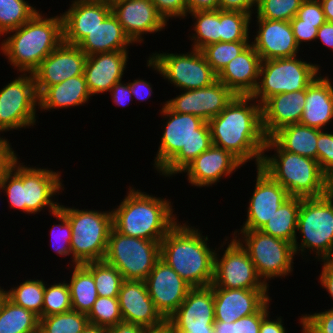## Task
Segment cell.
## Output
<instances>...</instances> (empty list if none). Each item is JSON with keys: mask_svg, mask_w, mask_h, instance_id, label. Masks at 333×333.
<instances>
[{"mask_svg": "<svg viewBox=\"0 0 333 333\" xmlns=\"http://www.w3.org/2000/svg\"><path fill=\"white\" fill-rule=\"evenodd\" d=\"M212 144L235 156L244 166L260 167L267 137L262 126L261 105L252 96L236 95L209 122Z\"/></svg>", "mask_w": 333, "mask_h": 333, "instance_id": "obj_1", "label": "cell"}, {"mask_svg": "<svg viewBox=\"0 0 333 333\" xmlns=\"http://www.w3.org/2000/svg\"><path fill=\"white\" fill-rule=\"evenodd\" d=\"M163 105L160 114L166 121L152 165L161 176L170 178L213 144L208 122L196 115L174 112L165 102Z\"/></svg>", "mask_w": 333, "mask_h": 333, "instance_id": "obj_2", "label": "cell"}, {"mask_svg": "<svg viewBox=\"0 0 333 333\" xmlns=\"http://www.w3.org/2000/svg\"><path fill=\"white\" fill-rule=\"evenodd\" d=\"M19 159L17 155L0 174V192L8 197L10 208L29 215L38 214L45 207L49 208V215L55 212L60 203L54 198L65 189L61 172L26 166Z\"/></svg>", "mask_w": 333, "mask_h": 333, "instance_id": "obj_3", "label": "cell"}, {"mask_svg": "<svg viewBox=\"0 0 333 333\" xmlns=\"http://www.w3.org/2000/svg\"><path fill=\"white\" fill-rule=\"evenodd\" d=\"M189 223H178L160 242V258L192 288L210 286L214 277L215 250L210 240Z\"/></svg>", "mask_w": 333, "mask_h": 333, "instance_id": "obj_4", "label": "cell"}, {"mask_svg": "<svg viewBox=\"0 0 333 333\" xmlns=\"http://www.w3.org/2000/svg\"><path fill=\"white\" fill-rule=\"evenodd\" d=\"M128 190L119 206L112 209L113 228L125 236L161 242L179 220L173 214L172 201L131 186Z\"/></svg>", "mask_w": 333, "mask_h": 333, "instance_id": "obj_5", "label": "cell"}, {"mask_svg": "<svg viewBox=\"0 0 333 333\" xmlns=\"http://www.w3.org/2000/svg\"><path fill=\"white\" fill-rule=\"evenodd\" d=\"M4 36L7 38L4 37L0 44L2 55L17 73L32 74L63 42V18L61 13L48 18L38 11L29 21Z\"/></svg>", "mask_w": 333, "mask_h": 333, "instance_id": "obj_6", "label": "cell"}, {"mask_svg": "<svg viewBox=\"0 0 333 333\" xmlns=\"http://www.w3.org/2000/svg\"><path fill=\"white\" fill-rule=\"evenodd\" d=\"M274 150L273 155L265 154ZM260 168L286 189L289 196L318 198L327 194L328 177L317 160L283 150L267 138Z\"/></svg>", "mask_w": 333, "mask_h": 333, "instance_id": "obj_7", "label": "cell"}, {"mask_svg": "<svg viewBox=\"0 0 333 333\" xmlns=\"http://www.w3.org/2000/svg\"><path fill=\"white\" fill-rule=\"evenodd\" d=\"M59 209L67 216L72 230V264L69 265L104 260L110 231L113 228L112 210H80L62 203Z\"/></svg>", "mask_w": 333, "mask_h": 333, "instance_id": "obj_8", "label": "cell"}, {"mask_svg": "<svg viewBox=\"0 0 333 333\" xmlns=\"http://www.w3.org/2000/svg\"><path fill=\"white\" fill-rule=\"evenodd\" d=\"M296 233L301 234L300 242L293 243L296 255L308 250L318 261L333 260V199L328 194L302 198Z\"/></svg>", "mask_w": 333, "mask_h": 333, "instance_id": "obj_9", "label": "cell"}, {"mask_svg": "<svg viewBox=\"0 0 333 333\" xmlns=\"http://www.w3.org/2000/svg\"><path fill=\"white\" fill-rule=\"evenodd\" d=\"M232 235L247 251L259 277L266 285L269 286V280L277 277L282 279L293 272L296 254L292 243L261 230L236 229Z\"/></svg>", "mask_w": 333, "mask_h": 333, "instance_id": "obj_10", "label": "cell"}, {"mask_svg": "<svg viewBox=\"0 0 333 333\" xmlns=\"http://www.w3.org/2000/svg\"><path fill=\"white\" fill-rule=\"evenodd\" d=\"M320 71V65L298 56L261 61L259 81L251 96L262 105L273 95L304 90Z\"/></svg>", "mask_w": 333, "mask_h": 333, "instance_id": "obj_11", "label": "cell"}, {"mask_svg": "<svg viewBox=\"0 0 333 333\" xmlns=\"http://www.w3.org/2000/svg\"><path fill=\"white\" fill-rule=\"evenodd\" d=\"M147 59L148 68L158 72L180 91L208 87L217 81V74L202 51L197 49L182 54L159 51Z\"/></svg>", "mask_w": 333, "mask_h": 333, "instance_id": "obj_12", "label": "cell"}, {"mask_svg": "<svg viewBox=\"0 0 333 333\" xmlns=\"http://www.w3.org/2000/svg\"><path fill=\"white\" fill-rule=\"evenodd\" d=\"M160 259V242L129 237L111 229L104 261L124 280L145 281Z\"/></svg>", "mask_w": 333, "mask_h": 333, "instance_id": "obj_13", "label": "cell"}, {"mask_svg": "<svg viewBox=\"0 0 333 333\" xmlns=\"http://www.w3.org/2000/svg\"><path fill=\"white\" fill-rule=\"evenodd\" d=\"M39 95L32 74L21 73L0 89V131L36 125Z\"/></svg>", "mask_w": 333, "mask_h": 333, "instance_id": "obj_14", "label": "cell"}, {"mask_svg": "<svg viewBox=\"0 0 333 333\" xmlns=\"http://www.w3.org/2000/svg\"><path fill=\"white\" fill-rule=\"evenodd\" d=\"M226 237L221 243V248L227 243L222 257L220 258L219 249L216 248L214 257V277L213 288L224 289H269L259 277L256 268L251 261L247 251L232 236L229 242ZM224 244V245H223Z\"/></svg>", "mask_w": 333, "mask_h": 333, "instance_id": "obj_15", "label": "cell"}, {"mask_svg": "<svg viewBox=\"0 0 333 333\" xmlns=\"http://www.w3.org/2000/svg\"><path fill=\"white\" fill-rule=\"evenodd\" d=\"M236 95L222 82L215 81L208 87L183 90L165 104L174 112L192 114L209 122L219 115Z\"/></svg>", "mask_w": 333, "mask_h": 333, "instance_id": "obj_16", "label": "cell"}, {"mask_svg": "<svg viewBox=\"0 0 333 333\" xmlns=\"http://www.w3.org/2000/svg\"><path fill=\"white\" fill-rule=\"evenodd\" d=\"M87 55L77 46L62 42L32 73L38 95L47 87L83 75Z\"/></svg>", "mask_w": 333, "mask_h": 333, "instance_id": "obj_17", "label": "cell"}, {"mask_svg": "<svg viewBox=\"0 0 333 333\" xmlns=\"http://www.w3.org/2000/svg\"><path fill=\"white\" fill-rule=\"evenodd\" d=\"M145 283L156 310L165 320L178 309L192 288L161 258Z\"/></svg>", "mask_w": 333, "mask_h": 333, "instance_id": "obj_18", "label": "cell"}, {"mask_svg": "<svg viewBox=\"0 0 333 333\" xmlns=\"http://www.w3.org/2000/svg\"><path fill=\"white\" fill-rule=\"evenodd\" d=\"M176 332L214 331V295L212 285L194 287L178 309L167 319Z\"/></svg>", "mask_w": 333, "mask_h": 333, "instance_id": "obj_19", "label": "cell"}, {"mask_svg": "<svg viewBox=\"0 0 333 333\" xmlns=\"http://www.w3.org/2000/svg\"><path fill=\"white\" fill-rule=\"evenodd\" d=\"M112 13L134 44L140 45L144 42L143 36L163 31L168 26L151 0H122L112 5Z\"/></svg>", "mask_w": 333, "mask_h": 333, "instance_id": "obj_20", "label": "cell"}, {"mask_svg": "<svg viewBox=\"0 0 333 333\" xmlns=\"http://www.w3.org/2000/svg\"><path fill=\"white\" fill-rule=\"evenodd\" d=\"M256 170V183L249 199L247 218L239 230H261L282 203L290 197L286 189L260 167Z\"/></svg>", "mask_w": 333, "mask_h": 333, "instance_id": "obj_21", "label": "cell"}, {"mask_svg": "<svg viewBox=\"0 0 333 333\" xmlns=\"http://www.w3.org/2000/svg\"><path fill=\"white\" fill-rule=\"evenodd\" d=\"M243 164L230 152L212 145L202 152L180 173H186L187 181L194 187L217 185L225 176L230 178L233 172ZM220 180V181H219Z\"/></svg>", "mask_w": 333, "mask_h": 333, "instance_id": "obj_22", "label": "cell"}, {"mask_svg": "<svg viewBox=\"0 0 333 333\" xmlns=\"http://www.w3.org/2000/svg\"><path fill=\"white\" fill-rule=\"evenodd\" d=\"M257 32L250 44L261 61L295 57L299 53L290 21L256 18Z\"/></svg>", "mask_w": 333, "mask_h": 333, "instance_id": "obj_23", "label": "cell"}, {"mask_svg": "<svg viewBox=\"0 0 333 333\" xmlns=\"http://www.w3.org/2000/svg\"><path fill=\"white\" fill-rule=\"evenodd\" d=\"M268 290L213 288L215 321L232 323L256 313L271 298Z\"/></svg>", "mask_w": 333, "mask_h": 333, "instance_id": "obj_24", "label": "cell"}, {"mask_svg": "<svg viewBox=\"0 0 333 333\" xmlns=\"http://www.w3.org/2000/svg\"><path fill=\"white\" fill-rule=\"evenodd\" d=\"M128 51H112L87 56L84 77L91 96L109 92L122 80L127 68Z\"/></svg>", "mask_w": 333, "mask_h": 333, "instance_id": "obj_25", "label": "cell"}, {"mask_svg": "<svg viewBox=\"0 0 333 333\" xmlns=\"http://www.w3.org/2000/svg\"><path fill=\"white\" fill-rule=\"evenodd\" d=\"M123 321L145 328L161 325L165 319L156 310L145 281L124 280L118 295Z\"/></svg>", "mask_w": 333, "mask_h": 333, "instance_id": "obj_26", "label": "cell"}, {"mask_svg": "<svg viewBox=\"0 0 333 333\" xmlns=\"http://www.w3.org/2000/svg\"><path fill=\"white\" fill-rule=\"evenodd\" d=\"M306 100V89L279 93L268 98L262 105V126L267 138L276 131L301 120Z\"/></svg>", "mask_w": 333, "mask_h": 333, "instance_id": "obj_27", "label": "cell"}, {"mask_svg": "<svg viewBox=\"0 0 333 333\" xmlns=\"http://www.w3.org/2000/svg\"><path fill=\"white\" fill-rule=\"evenodd\" d=\"M112 13L106 2H72L63 12V41L77 45Z\"/></svg>", "mask_w": 333, "mask_h": 333, "instance_id": "obj_28", "label": "cell"}, {"mask_svg": "<svg viewBox=\"0 0 333 333\" xmlns=\"http://www.w3.org/2000/svg\"><path fill=\"white\" fill-rule=\"evenodd\" d=\"M260 65V55L250 44L222 69L217 75V80L235 95L251 96L259 81Z\"/></svg>", "mask_w": 333, "mask_h": 333, "instance_id": "obj_29", "label": "cell"}, {"mask_svg": "<svg viewBox=\"0 0 333 333\" xmlns=\"http://www.w3.org/2000/svg\"><path fill=\"white\" fill-rule=\"evenodd\" d=\"M330 79L320 74L306 88L305 106L299 124L325 130L332 122L333 82Z\"/></svg>", "mask_w": 333, "mask_h": 333, "instance_id": "obj_30", "label": "cell"}, {"mask_svg": "<svg viewBox=\"0 0 333 333\" xmlns=\"http://www.w3.org/2000/svg\"><path fill=\"white\" fill-rule=\"evenodd\" d=\"M134 43L125 34L118 18L111 13L77 44L87 55L128 50Z\"/></svg>", "mask_w": 333, "mask_h": 333, "instance_id": "obj_31", "label": "cell"}, {"mask_svg": "<svg viewBox=\"0 0 333 333\" xmlns=\"http://www.w3.org/2000/svg\"><path fill=\"white\" fill-rule=\"evenodd\" d=\"M91 94L87 87L84 74L73 76L65 81L47 87L39 95L40 111L82 106L88 103Z\"/></svg>", "mask_w": 333, "mask_h": 333, "instance_id": "obj_32", "label": "cell"}, {"mask_svg": "<svg viewBox=\"0 0 333 333\" xmlns=\"http://www.w3.org/2000/svg\"><path fill=\"white\" fill-rule=\"evenodd\" d=\"M321 129L291 124L276 131L271 138L285 151L317 160V140Z\"/></svg>", "mask_w": 333, "mask_h": 333, "instance_id": "obj_33", "label": "cell"}, {"mask_svg": "<svg viewBox=\"0 0 333 333\" xmlns=\"http://www.w3.org/2000/svg\"><path fill=\"white\" fill-rule=\"evenodd\" d=\"M301 201V197L290 196L261 228V231L293 244L299 238L296 231Z\"/></svg>", "mask_w": 333, "mask_h": 333, "instance_id": "obj_34", "label": "cell"}, {"mask_svg": "<svg viewBox=\"0 0 333 333\" xmlns=\"http://www.w3.org/2000/svg\"><path fill=\"white\" fill-rule=\"evenodd\" d=\"M72 268L68 283L72 310L87 315L98 298L95 281L93 275L83 265H74Z\"/></svg>", "mask_w": 333, "mask_h": 333, "instance_id": "obj_35", "label": "cell"}, {"mask_svg": "<svg viewBox=\"0 0 333 333\" xmlns=\"http://www.w3.org/2000/svg\"><path fill=\"white\" fill-rule=\"evenodd\" d=\"M39 324L35 313L5 299L0 312V333H39Z\"/></svg>", "mask_w": 333, "mask_h": 333, "instance_id": "obj_36", "label": "cell"}, {"mask_svg": "<svg viewBox=\"0 0 333 333\" xmlns=\"http://www.w3.org/2000/svg\"><path fill=\"white\" fill-rule=\"evenodd\" d=\"M192 16L195 33L189 38L193 42L191 49L202 50L209 44L220 42V10H205L187 13Z\"/></svg>", "mask_w": 333, "mask_h": 333, "instance_id": "obj_37", "label": "cell"}, {"mask_svg": "<svg viewBox=\"0 0 333 333\" xmlns=\"http://www.w3.org/2000/svg\"><path fill=\"white\" fill-rule=\"evenodd\" d=\"M20 285L6 290L7 298L14 304L21 306L35 313L42 318L43 296L45 291V282L41 279H28Z\"/></svg>", "mask_w": 333, "mask_h": 333, "instance_id": "obj_38", "label": "cell"}, {"mask_svg": "<svg viewBox=\"0 0 333 333\" xmlns=\"http://www.w3.org/2000/svg\"><path fill=\"white\" fill-rule=\"evenodd\" d=\"M82 265L93 275L98 296L118 297L124 278L114 266L104 260Z\"/></svg>", "mask_w": 333, "mask_h": 333, "instance_id": "obj_39", "label": "cell"}, {"mask_svg": "<svg viewBox=\"0 0 333 333\" xmlns=\"http://www.w3.org/2000/svg\"><path fill=\"white\" fill-rule=\"evenodd\" d=\"M37 12L25 0H0V37L22 26Z\"/></svg>", "mask_w": 333, "mask_h": 333, "instance_id": "obj_40", "label": "cell"}, {"mask_svg": "<svg viewBox=\"0 0 333 333\" xmlns=\"http://www.w3.org/2000/svg\"><path fill=\"white\" fill-rule=\"evenodd\" d=\"M252 16L239 11L220 10V42L251 41Z\"/></svg>", "mask_w": 333, "mask_h": 333, "instance_id": "obj_41", "label": "cell"}, {"mask_svg": "<svg viewBox=\"0 0 333 333\" xmlns=\"http://www.w3.org/2000/svg\"><path fill=\"white\" fill-rule=\"evenodd\" d=\"M88 324L86 314L71 310L40 318L39 333H81Z\"/></svg>", "mask_w": 333, "mask_h": 333, "instance_id": "obj_42", "label": "cell"}, {"mask_svg": "<svg viewBox=\"0 0 333 333\" xmlns=\"http://www.w3.org/2000/svg\"><path fill=\"white\" fill-rule=\"evenodd\" d=\"M250 45V41L216 42L207 45L201 51L207 63L218 75L222 69Z\"/></svg>", "mask_w": 333, "mask_h": 333, "instance_id": "obj_43", "label": "cell"}, {"mask_svg": "<svg viewBox=\"0 0 333 333\" xmlns=\"http://www.w3.org/2000/svg\"><path fill=\"white\" fill-rule=\"evenodd\" d=\"M72 310L68 282L55 281L52 285L45 284L42 317L65 313Z\"/></svg>", "mask_w": 333, "mask_h": 333, "instance_id": "obj_44", "label": "cell"}, {"mask_svg": "<svg viewBox=\"0 0 333 333\" xmlns=\"http://www.w3.org/2000/svg\"><path fill=\"white\" fill-rule=\"evenodd\" d=\"M87 317L89 324L100 327L109 328L122 322L118 297L98 296Z\"/></svg>", "mask_w": 333, "mask_h": 333, "instance_id": "obj_45", "label": "cell"}, {"mask_svg": "<svg viewBox=\"0 0 333 333\" xmlns=\"http://www.w3.org/2000/svg\"><path fill=\"white\" fill-rule=\"evenodd\" d=\"M304 0H258L256 18L291 21Z\"/></svg>", "mask_w": 333, "mask_h": 333, "instance_id": "obj_46", "label": "cell"}, {"mask_svg": "<svg viewBox=\"0 0 333 333\" xmlns=\"http://www.w3.org/2000/svg\"><path fill=\"white\" fill-rule=\"evenodd\" d=\"M271 298L254 314L242 317L232 323L215 321L214 333H259L262 320L270 314Z\"/></svg>", "mask_w": 333, "mask_h": 333, "instance_id": "obj_47", "label": "cell"}, {"mask_svg": "<svg viewBox=\"0 0 333 333\" xmlns=\"http://www.w3.org/2000/svg\"><path fill=\"white\" fill-rule=\"evenodd\" d=\"M51 215L53 216V218H56L58 221H60V223L54 224L51 229L50 246L59 256H69L72 254V230L70 222L67 219V216L60 209L52 212Z\"/></svg>", "mask_w": 333, "mask_h": 333, "instance_id": "obj_48", "label": "cell"}, {"mask_svg": "<svg viewBox=\"0 0 333 333\" xmlns=\"http://www.w3.org/2000/svg\"><path fill=\"white\" fill-rule=\"evenodd\" d=\"M300 317L302 333H333V309L302 314Z\"/></svg>", "mask_w": 333, "mask_h": 333, "instance_id": "obj_49", "label": "cell"}, {"mask_svg": "<svg viewBox=\"0 0 333 333\" xmlns=\"http://www.w3.org/2000/svg\"><path fill=\"white\" fill-rule=\"evenodd\" d=\"M317 162L322 172L329 177L333 174V132L321 130L317 140Z\"/></svg>", "mask_w": 333, "mask_h": 333, "instance_id": "obj_50", "label": "cell"}, {"mask_svg": "<svg viewBox=\"0 0 333 333\" xmlns=\"http://www.w3.org/2000/svg\"><path fill=\"white\" fill-rule=\"evenodd\" d=\"M157 12L166 22L170 18H187V0H151ZM186 17V18H185Z\"/></svg>", "mask_w": 333, "mask_h": 333, "instance_id": "obj_51", "label": "cell"}, {"mask_svg": "<svg viewBox=\"0 0 333 333\" xmlns=\"http://www.w3.org/2000/svg\"><path fill=\"white\" fill-rule=\"evenodd\" d=\"M296 17L301 19L303 23L324 24L326 22L319 0H304L297 11Z\"/></svg>", "mask_w": 333, "mask_h": 333, "instance_id": "obj_52", "label": "cell"}, {"mask_svg": "<svg viewBox=\"0 0 333 333\" xmlns=\"http://www.w3.org/2000/svg\"><path fill=\"white\" fill-rule=\"evenodd\" d=\"M290 23L293 29L296 43L298 44L299 48L301 47L300 45L303 44V42H314V40L316 42L318 28L323 25L303 23V21L301 19H298L296 16L290 21Z\"/></svg>", "mask_w": 333, "mask_h": 333, "instance_id": "obj_53", "label": "cell"}, {"mask_svg": "<svg viewBox=\"0 0 333 333\" xmlns=\"http://www.w3.org/2000/svg\"><path fill=\"white\" fill-rule=\"evenodd\" d=\"M257 5L258 0H219V10L239 11L250 14L251 16H253V13L255 14L254 11Z\"/></svg>", "mask_w": 333, "mask_h": 333, "instance_id": "obj_54", "label": "cell"}, {"mask_svg": "<svg viewBox=\"0 0 333 333\" xmlns=\"http://www.w3.org/2000/svg\"><path fill=\"white\" fill-rule=\"evenodd\" d=\"M110 95L113 103L117 106L125 107L129 102L133 101V95L131 94L130 84L124 83L122 80L118 81L110 89Z\"/></svg>", "mask_w": 333, "mask_h": 333, "instance_id": "obj_55", "label": "cell"}, {"mask_svg": "<svg viewBox=\"0 0 333 333\" xmlns=\"http://www.w3.org/2000/svg\"><path fill=\"white\" fill-rule=\"evenodd\" d=\"M129 84L133 98H136L138 101L146 102L153 94L151 83L139 77L133 80V82H129Z\"/></svg>", "mask_w": 333, "mask_h": 333, "instance_id": "obj_56", "label": "cell"}, {"mask_svg": "<svg viewBox=\"0 0 333 333\" xmlns=\"http://www.w3.org/2000/svg\"><path fill=\"white\" fill-rule=\"evenodd\" d=\"M323 266L321 273L319 275V281L320 285H322V288H325L329 296H331L333 300V260H322ZM333 309V307H331Z\"/></svg>", "mask_w": 333, "mask_h": 333, "instance_id": "obj_57", "label": "cell"}, {"mask_svg": "<svg viewBox=\"0 0 333 333\" xmlns=\"http://www.w3.org/2000/svg\"><path fill=\"white\" fill-rule=\"evenodd\" d=\"M0 133L4 134L0 131ZM1 136V134H0ZM16 152L13 150L12 145L9 143V140L5 137H0V174L7 168L11 161L17 156Z\"/></svg>", "mask_w": 333, "mask_h": 333, "instance_id": "obj_58", "label": "cell"}, {"mask_svg": "<svg viewBox=\"0 0 333 333\" xmlns=\"http://www.w3.org/2000/svg\"><path fill=\"white\" fill-rule=\"evenodd\" d=\"M270 314H268L261 322L260 332L259 333H287L285 326H283V320L281 316L277 317V319L269 318Z\"/></svg>", "mask_w": 333, "mask_h": 333, "instance_id": "obj_59", "label": "cell"}, {"mask_svg": "<svg viewBox=\"0 0 333 333\" xmlns=\"http://www.w3.org/2000/svg\"><path fill=\"white\" fill-rule=\"evenodd\" d=\"M218 9L219 0H187V13Z\"/></svg>", "mask_w": 333, "mask_h": 333, "instance_id": "obj_60", "label": "cell"}, {"mask_svg": "<svg viewBox=\"0 0 333 333\" xmlns=\"http://www.w3.org/2000/svg\"><path fill=\"white\" fill-rule=\"evenodd\" d=\"M317 39L333 51V22L326 21L318 28Z\"/></svg>", "mask_w": 333, "mask_h": 333, "instance_id": "obj_61", "label": "cell"}, {"mask_svg": "<svg viewBox=\"0 0 333 333\" xmlns=\"http://www.w3.org/2000/svg\"><path fill=\"white\" fill-rule=\"evenodd\" d=\"M108 331L109 333H145L146 328L138 324L122 321L109 327Z\"/></svg>", "mask_w": 333, "mask_h": 333, "instance_id": "obj_62", "label": "cell"}, {"mask_svg": "<svg viewBox=\"0 0 333 333\" xmlns=\"http://www.w3.org/2000/svg\"><path fill=\"white\" fill-rule=\"evenodd\" d=\"M145 333H177L174 327L165 320L161 325L156 327L146 328Z\"/></svg>", "mask_w": 333, "mask_h": 333, "instance_id": "obj_63", "label": "cell"}, {"mask_svg": "<svg viewBox=\"0 0 333 333\" xmlns=\"http://www.w3.org/2000/svg\"><path fill=\"white\" fill-rule=\"evenodd\" d=\"M319 1L322 5L326 21L333 22V0H319Z\"/></svg>", "mask_w": 333, "mask_h": 333, "instance_id": "obj_64", "label": "cell"}, {"mask_svg": "<svg viewBox=\"0 0 333 333\" xmlns=\"http://www.w3.org/2000/svg\"><path fill=\"white\" fill-rule=\"evenodd\" d=\"M81 333H109L107 327L88 324Z\"/></svg>", "mask_w": 333, "mask_h": 333, "instance_id": "obj_65", "label": "cell"}, {"mask_svg": "<svg viewBox=\"0 0 333 333\" xmlns=\"http://www.w3.org/2000/svg\"><path fill=\"white\" fill-rule=\"evenodd\" d=\"M327 194L333 199V174L328 177Z\"/></svg>", "mask_w": 333, "mask_h": 333, "instance_id": "obj_66", "label": "cell"}, {"mask_svg": "<svg viewBox=\"0 0 333 333\" xmlns=\"http://www.w3.org/2000/svg\"><path fill=\"white\" fill-rule=\"evenodd\" d=\"M7 298V293H6V289L4 290L1 286H0V312L1 309L3 307L4 301Z\"/></svg>", "mask_w": 333, "mask_h": 333, "instance_id": "obj_67", "label": "cell"}, {"mask_svg": "<svg viewBox=\"0 0 333 333\" xmlns=\"http://www.w3.org/2000/svg\"><path fill=\"white\" fill-rule=\"evenodd\" d=\"M72 2H105V0H72Z\"/></svg>", "mask_w": 333, "mask_h": 333, "instance_id": "obj_68", "label": "cell"}, {"mask_svg": "<svg viewBox=\"0 0 333 333\" xmlns=\"http://www.w3.org/2000/svg\"><path fill=\"white\" fill-rule=\"evenodd\" d=\"M119 1H122V0H105V2L110 6L114 5L115 3L119 2Z\"/></svg>", "mask_w": 333, "mask_h": 333, "instance_id": "obj_69", "label": "cell"}, {"mask_svg": "<svg viewBox=\"0 0 333 333\" xmlns=\"http://www.w3.org/2000/svg\"><path fill=\"white\" fill-rule=\"evenodd\" d=\"M177 333H214V331H199V332H177Z\"/></svg>", "mask_w": 333, "mask_h": 333, "instance_id": "obj_70", "label": "cell"}]
</instances>
